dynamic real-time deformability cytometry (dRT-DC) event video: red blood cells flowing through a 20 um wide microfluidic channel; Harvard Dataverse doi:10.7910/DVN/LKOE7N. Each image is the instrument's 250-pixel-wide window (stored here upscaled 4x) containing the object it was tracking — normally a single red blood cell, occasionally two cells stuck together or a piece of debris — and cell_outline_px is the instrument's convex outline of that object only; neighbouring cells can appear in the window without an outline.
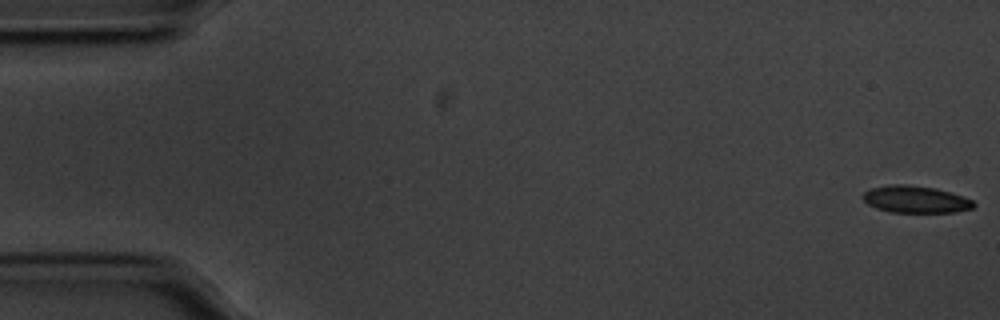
{"species": "common noctule bat (a hibernating species)", "species_latin": "Nyctalus noctula", "temperature_condition": "cold", "stored_images_in_passage": 48, "camera_frame_rate_fps": 3000, "um_per_image_px": 0.085, "animal": {"sex": "male", "body_mass_g": 20.1, "forearm_length_mm": 53.5}, "frame": {"image": 1, "passage_image": 1, "time_ms": 0.0, "image_size_px": [1000, 320], "cell_outline_px": [[976, 204], [972, 208], [956, 212], [892, 212], [876, 208], [868, 204], [860, 196], [864, 192], [872, 188], [888, 184], [904, 184], [936, 188], [972, 200]], "centroid_in_image_um": [77.78, 16.94], "position_along_channel_um": 7.2, "area_um2": 17.34}}
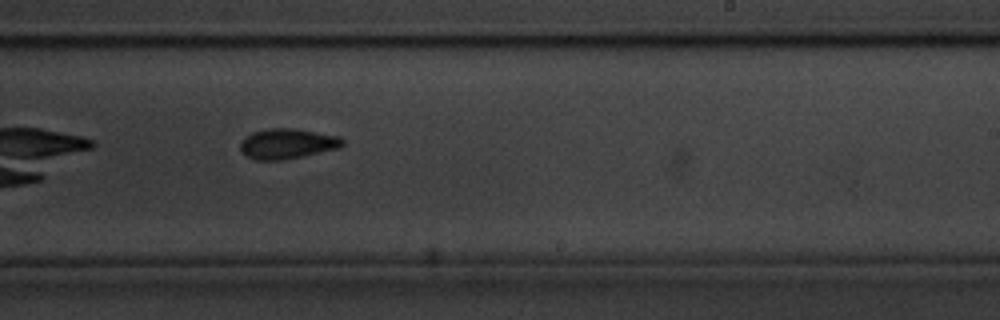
{"frame": {"image": 2, "passage_image": 31, "time_ms": 10.0, "image_size_px": [1000, 320], "cell_outline_px": [[344, 144], [340, 148], [284, 160], [256, 160], [244, 156], [240, 148], [240, 144], [244, 136], [252, 132], [268, 128], [292, 128], [340, 136], [344, 140]], "centroid_in_image_um": [24.4, 12.22], "position_along_channel_um": 264.6, "area_um2": 18.21}, "authors_computed_cell_mechanics": {"area_um2": 17.7446, "velocity_mm_per_s": 3.5432, "shape_relaxation_time_tau1_ms": 2.5957, "shape_relaxation_time_tau2_ms": 2.5606, "deformation_change_tau1": 0.1025, "deformation_change_tau2": 0.0799}}